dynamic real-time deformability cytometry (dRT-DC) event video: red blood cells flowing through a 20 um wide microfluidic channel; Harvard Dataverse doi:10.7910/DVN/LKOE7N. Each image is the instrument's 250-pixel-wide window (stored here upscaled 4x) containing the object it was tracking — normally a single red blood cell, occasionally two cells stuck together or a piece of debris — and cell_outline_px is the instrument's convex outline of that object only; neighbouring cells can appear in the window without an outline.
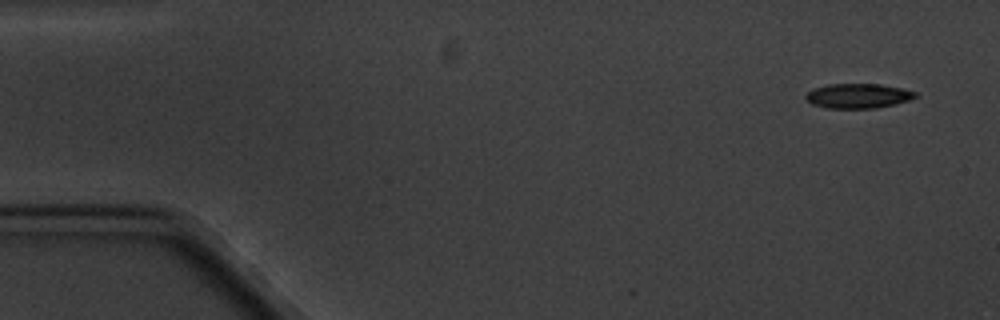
{"species": "common noctule bat (a hibernating species)", "species_latin": "Nyctalus noctula", "temperature_condition": "cold", "stored_images_in_passage": 4, "camera_frame_rate_fps": 3000, "um_per_image_px": 0.085, "animal": {"sex": "male", "body_mass_g": 20.1, "forearm_length_mm": 53.5}, "frame": {"image": 1, "passage_image": 1, "time_ms": 0.0, "image_size_px": [1000, 320], "cell_outline_px": [[920, 96], [908, 100], [876, 108], [828, 108], [812, 104], [804, 96], [808, 92], [816, 88], [828, 84], [880, 84], [900, 88], [916, 92]], "centroid_in_image_um": [72.95, 8.15], "position_along_channel_um": 12.1, "area_um2": 15.55}}
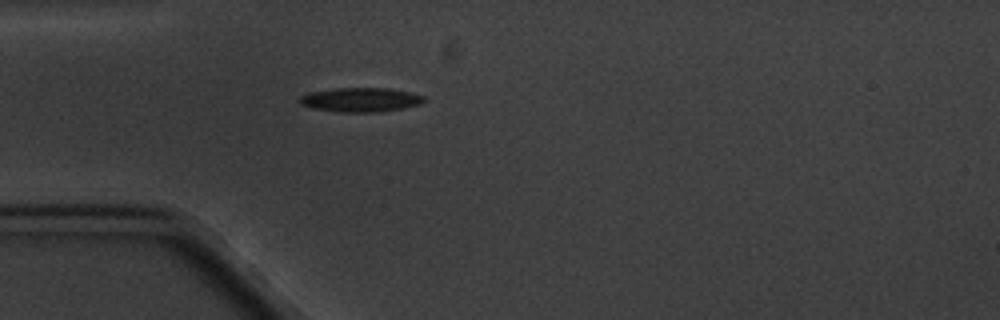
{"frame": {"image": 2, "passage_image": 4, "time_ms": 4.333, "image_size_px": [1000, 320], "cell_outline_px": [[424, 100], [420, 104], [404, 108], [376, 112], [340, 112], [312, 108], [300, 104], [296, 100], [300, 96], [308, 92], [332, 88], [388, 88], [408, 92], [424, 96]], "centroid_in_image_um": [30.57, 8.47], "position_along_channel_um": 54.4, "area_um2": 17.63}}